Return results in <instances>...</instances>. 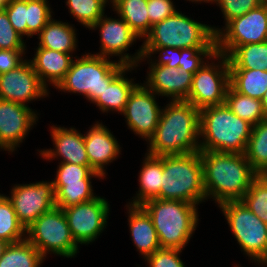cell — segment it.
Segmentation results:
<instances>
[{
  "instance_id": "9a60e30c",
  "label": "cell",
  "mask_w": 267,
  "mask_h": 267,
  "mask_svg": "<svg viewBox=\"0 0 267 267\" xmlns=\"http://www.w3.org/2000/svg\"><path fill=\"white\" fill-rule=\"evenodd\" d=\"M156 94L144 84H138L131 92L124 111L128 128L146 142L153 136L162 112L156 102Z\"/></svg>"
},
{
  "instance_id": "484cf974",
  "label": "cell",
  "mask_w": 267,
  "mask_h": 267,
  "mask_svg": "<svg viewBox=\"0 0 267 267\" xmlns=\"http://www.w3.org/2000/svg\"><path fill=\"white\" fill-rule=\"evenodd\" d=\"M113 11H116L129 27L139 36V39L149 33V15L147 0H110Z\"/></svg>"
},
{
  "instance_id": "f546056e",
  "label": "cell",
  "mask_w": 267,
  "mask_h": 267,
  "mask_svg": "<svg viewBox=\"0 0 267 267\" xmlns=\"http://www.w3.org/2000/svg\"><path fill=\"white\" fill-rule=\"evenodd\" d=\"M224 103L234 114L253 126L267 119L261 100L240 94L231 86L227 90Z\"/></svg>"
},
{
  "instance_id": "d6a6232c",
  "label": "cell",
  "mask_w": 267,
  "mask_h": 267,
  "mask_svg": "<svg viewBox=\"0 0 267 267\" xmlns=\"http://www.w3.org/2000/svg\"><path fill=\"white\" fill-rule=\"evenodd\" d=\"M109 0H66L70 14L86 28H91L105 13Z\"/></svg>"
},
{
  "instance_id": "cb8c5ba5",
  "label": "cell",
  "mask_w": 267,
  "mask_h": 267,
  "mask_svg": "<svg viewBox=\"0 0 267 267\" xmlns=\"http://www.w3.org/2000/svg\"><path fill=\"white\" fill-rule=\"evenodd\" d=\"M135 66H127L93 102L99 109L105 113L108 111H118V114L124 111L128 98L134 88L139 84L135 83L133 78H125V73L134 70Z\"/></svg>"
},
{
  "instance_id": "bcb514c9",
  "label": "cell",
  "mask_w": 267,
  "mask_h": 267,
  "mask_svg": "<svg viewBox=\"0 0 267 267\" xmlns=\"http://www.w3.org/2000/svg\"><path fill=\"white\" fill-rule=\"evenodd\" d=\"M256 179L267 187V166L256 171Z\"/></svg>"
},
{
  "instance_id": "277c9868",
  "label": "cell",
  "mask_w": 267,
  "mask_h": 267,
  "mask_svg": "<svg viewBox=\"0 0 267 267\" xmlns=\"http://www.w3.org/2000/svg\"><path fill=\"white\" fill-rule=\"evenodd\" d=\"M198 205L185 201L151 199L141 207L151 217L161 248L183 250L198 224Z\"/></svg>"
},
{
  "instance_id": "f1b7e54d",
  "label": "cell",
  "mask_w": 267,
  "mask_h": 267,
  "mask_svg": "<svg viewBox=\"0 0 267 267\" xmlns=\"http://www.w3.org/2000/svg\"><path fill=\"white\" fill-rule=\"evenodd\" d=\"M45 258L27 239L9 243L2 257L0 267H40Z\"/></svg>"
},
{
  "instance_id": "f907efd6",
  "label": "cell",
  "mask_w": 267,
  "mask_h": 267,
  "mask_svg": "<svg viewBox=\"0 0 267 267\" xmlns=\"http://www.w3.org/2000/svg\"><path fill=\"white\" fill-rule=\"evenodd\" d=\"M187 1L195 2V3H196V2H197V3H198V2H201V3H202V2H205V3H209V2H211V0H187Z\"/></svg>"
},
{
  "instance_id": "5bb4252c",
  "label": "cell",
  "mask_w": 267,
  "mask_h": 267,
  "mask_svg": "<svg viewBox=\"0 0 267 267\" xmlns=\"http://www.w3.org/2000/svg\"><path fill=\"white\" fill-rule=\"evenodd\" d=\"M11 201L18 221L26 229L37 218L56 206L53 181L17 184L11 189Z\"/></svg>"
},
{
  "instance_id": "83f0119b",
  "label": "cell",
  "mask_w": 267,
  "mask_h": 267,
  "mask_svg": "<svg viewBox=\"0 0 267 267\" xmlns=\"http://www.w3.org/2000/svg\"><path fill=\"white\" fill-rule=\"evenodd\" d=\"M230 86L238 93L261 100L267 90V71L229 69Z\"/></svg>"
},
{
  "instance_id": "7a4b0ae2",
  "label": "cell",
  "mask_w": 267,
  "mask_h": 267,
  "mask_svg": "<svg viewBox=\"0 0 267 267\" xmlns=\"http://www.w3.org/2000/svg\"><path fill=\"white\" fill-rule=\"evenodd\" d=\"M200 110L187 101H171L162 109L159 123L148 140L155 156L200 151Z\"/></svg>"
},
{
  "instance_id": "52a82bcc",
  "label": "cell",
  "mask_w": 267,
  "mask_h": 267,
  "mask_svg": "<svg viewBox=\"0 0 267 267\" xmlns=\"http://www.w3.org/2000/svg\"><path fill=\"white\" fill-rule=\"evenodd\" d=\"M144 39L142 48L216 47L211 25L197 22L179 11L153 25Z\"/></svg>"
},
{
  "instance_id": "681fc988",
  "label": "cell",
  "mask_w": 267,
  "mask_h": 267,
  "mask_svg": "<svg viewBox=\"0 0 267 267\" xmlns=\"http://www.w3.org/2000/svg\"><path fill=\"white\" fill-rule=\"evenodd\" d=\"M9 0H0V10H3Z\"/></svg>"
},
{
  "instance_id": "5b68a950",
  "label": "cell",
  "mask_w": 267,
  "mask_h": 267,
  "mask_svg": "<svg viewBox=\"0 0 267 267\" xmlns=\"http://www.w3.org/2000/svg\"><path fill=\"white\" fill-rule=\"evenodd\" d=\"M161 199L185 201L195 205L205 202L200 151L163 155Z\"/></svg>"
},
{
  "instance_id": "7402d4cb",
  "label": "cell",
  "mask_w": 267,
  "mask_h": 267,
  "mask_svg": "<svg viewBox=\"0 0 267 267\" xmlns=\"http://www.w3.org/2000/svg\"><path fill=\"white\" fill-rule=\"evenodd\" d=\"M128 224L137 251L146 259L161 248L151 217L141 206L126 205Z\"/></svg>"
},
{
  "instance_id": "30bf717a",
  "label": "cell",
  "mask_w": 267,
  "mask_h": 267,
  "mask_svg": "<svg viewBox=\"0 0 267 267\" xmlns=\"http://www.w3.org/2000/svg\"><path fill=\"white\" fill-rule=\"evenodd\" d=\"M214 60L207 63L193 74L192 86L185 100L201 110L209 106L224 104L230 86L229 61L227 56L216 52ZM210 63V64H209Z\"/></svg>"
},
{
  "instance_id": "e575fe53",
  "label": "cell",
  "mask_w": 267,
  "mask_h": 267,
  "mask_svg": "<svg viewBox=\"0 0 267 267\" xmlns=\"http://www.w3.org/2000/svg\"><path fill=\"white\" fill-rule=\"evenodd\" d=\"M48 0H27V36L39 34L52 19Z\"/></svg>"
},
{
  "instance_id": "ee69618b",
  "label": "cell",
  "mask_w": 267,
  "mask_h": 267,
  "mask_svg": "<svg viewBox=\"0 0 267 267\" xmlns=\"http://www.w3.org/2000/svg\"><path fill=\"white\" fill-rule=\"evenodd\" d=\"M177 12L172 0H147V13L149 15V32L156 23Z\"/></svg>"
},
{
  "instance_id": "603a6c76",
  "label": "cell",
  "mask_w": 267,
  "mask_h": 267,
  "mask_svg": "<svg viewBox=\"0 0 267 267\" xmlns=\"http://www.w3.org/2000/svg\"><path fill=\"white\" fill-rule=\"evenodd\" d=\"M143 167L139 173V191L128 205L141 206L148 200L161 199L163 155L155 156L146 153Z\"/></svg>"
},
{
  "instance_id": "ab89813d",
  "label": "cell",
  "mask_w": 267,
  "mask_h": 267,
  "mask_svg": "<svg viewBox=\"0 0 267 267\" xmlns=\"http://www.w3.org/2000/svg\"><path fill=\"white\" fill-rule=\"evenodd\" d=\"M223 13L225 25L234 18L240 17L263 3L262 0H211Z\"/></svg>"
},
{
  "instance_id": "7c38bea8",
  "label": "cell",
  "mask_w": 267,
  "mask_h": 267,
  "mask_svg": "<svg viewBox=\"0 0 267 267\" xmlns=\"http://www.w3.org/2000/svg\"><path fill=\"white\" fill-rule=\"evenodd\" d=\"M109 203L100 196L63 210L71 235L77 244L95 241L107 226Z\"/></svg>"
},
{
  "instance_id": "8fae6325",
  "label": "cell",
  "mask_w": 267,
  "mask_h": 267,
  "mask_svg": "<svg viewBox=\"0 0 267 267\" xmlns=\"http://www.w3.org/2000/svg\"><path fill=\"white\" fill-rule=\"evenodd\" d=\"M216 35V52L227 55L234 47L267 41V2L229 21Z\"/></svg>"
},
{
  "instance_id": "9c48e42d",
  "label": "cell",
  "mask_w": 267,
  "mask_h": 267,
  "mask_svg": "<svg viewBox=\"0 0 267 267\" xmlns=\"http://www.w3.org/2000/svg\"><path fill=\"white\" fill-rule=\"evenodd\" d=\"M26 239L46 258L51 252L57 256L75 257L78 244L73 239L63 210L55 206L26 228Z\"/></svg>"
},
{
  "instance_id": "1f68e13d",
  "label": "cell",
  "mask_w": 267,
  "mask_h": 267,
  "mask_svg": "<svg viewBox=\"0 0 267 267\" xmlns=\"http://www.w3.org/2000/svg\"><path fill=\"white\" fill-rule=\"evenodd\" d=\"M91 179H82V183L65 184L64 186H54L55 204L64 209L90 201L97 197L92 189Z\"/></svg>"
},
{
  "instance_id": "b9f144b4",
  "label": "cell",
  "mask_w": 267,
  "mask_h": 267,
  "mask_svg": "<svg viewBox=\"0 0 267 267\" xmlns=\"http://www.w3.org/2000/svg\"><path fill=\"white\" fill-rule=\"evenodd\" d=\"M158 60L155 59V61L152 62V59L150 58L152 54H157ZM143 56L141 60L143 61L146 58H150V64L151 65H166L169 68H179V60L181 56V49L172 48V47H161V48H142ZM157 61V62H156Z\"/></svg>"
},
{
  "instance_id": "7bdbcfd3",
  "label": "cell",
  "mask_w": 267,
  "mask_h": 267,
  "mask_svg": "<svg viewBox=\"0 0 267 267\" xmlns=\"http://www.w3.org/2000/svg\"><path fill=\"white\" fill-rule=\"evenodd\" d=\"M182 250L160 248L145 259L149 267H185L180 258Z\"/></svg>"
},
{
  "instance_id": "d4e9b609",
  "label": "cell",
  "mask_w": 267,
  "mask_h": 267,
  "mask_svg": "<svg viewBox=\"0 0 267 267\" xmlns=\"http://www.w3.org/2000/svg\"><path fill=\"white\" fill-rule=\"evenodd\" d=\"M75 32L73 25L52 18L37 35L38 47L72 54L77 47Z\"/></svg>"
},
{
  "instance_id": "2e32d148",
  "label": "cell",
  "mask_w": 267,
  "mask_h": 267,
  "mask_svg": "<svg viewBox=\"0 0 267 267\" xmlns=\"http://www.w3.org/2000/svg\"><path fill=\"white\" fill-rule=\"evenodd\" d=\"M48 90L27 59L17 68L0 74V99L2 100L26 105L33 100L48 97Z\"/></svg>"
},
{
  "instance_id": "e0dca14e",
  "label": "cell",
  "mask_w": 267,
  "mask_h": 267,
  "mask_svg": "<svg viewBox=\"0 0 267 267\" xmlns=\"http://www.w3.org/2000/svg\"><path fill=\"white\" fill-rule=\"evenodd\" d=\"M28 105L0 99V149L14 152L38 121Z\"/></svg>"
},
{
  "instance_id": "816d5d0a",
  "label": "cell",
  "mask_w": 267,
  "mask_h": 267,
  "mask_svg": "<svg viewBox=\"0 0 267 267\" xmlns=\"http://www.w3.org/2000/svg\"><path fill=\"white\" fill-rule=\"evenodd\" d=\"M7 198V195L0 194V203Z\"/></svg>"
},
{
  "instance_id": "8992f818",
  "label": "cell",
  "mask_w": 267,
  "mask_h": 267,
  "mask_svg": "<svg viewBox=\"0 0 267 267\" xmlns=\"http://www.w3.org/2000/svg\"><path fill=\"white\" fill-rule=\"evenodd\" d=\"M125 68L127 65L119 61H110V58L96 54L76 56L56 89L82 94L93 103Z\"/></svg>"
},
{
  "instance_id": "f35d334b",
  "label": "cell",
  "mask_w": 267,
  "mask_h": 267,
  "mask_svg": "<svg viewBox=\"0 0 267 267\" xmlns=\"http://www.w3.org/2000/svg\"><path fill=\"white\" fill-rule=\"evenodd\" d=\"M12 27L6 11L0 10V49L26 50L24 39Z\"/></svg>"
},
{
  "instance_id": "74e56055",
  "label": "cell",
  "mask_w": 267,
  "mask_h": 267,
  "mask_svg": "<svg viewBox=\"0 0 267 267\" xmlns=\"http://www.w3.org/2000/svg\"><path fill=\"white\" fill-rule=\"evenodd\" d=\"M216 53V47H193L181 49L179 60L180 71H186L195 74L203 65L204 58L213 59ZM204 57V58H203Z\"/></svg>"
},
{
  "instance_id": "f6af8a7d",
  "label": "cell",
  "mask_w": 267,
  "mask_h": 267,
  "mask_svg": "<svg viewBox=\"0 0 267 267\" xmlns=\"http://www.w3.org/2000/svg\"><path fill=\"white\" fill-rule=\"evenodd\" d=\"M25 50L0 49V74L9 72L22 64Z\"/></svg>"
},
{
  "instance_id": "4fadbf2b",
  "label": "cell",
  "mask_w": 267,
  "mask_h": 267,
  "mask_svg": "<svg viewBox=\"0 0 267 267\" xmlns=\"http://www.w3.org/2000/svg\"><path fill=\"white\" fill-rule=\"evenodd\" d=\"M120 18V19H119ZM118 19L102 16L90 30L100 29V52L96 55L108 57L119 56L120 63L127 66L138 67L143 56L142 47L132 56L128 48L139 38V36L129 27V25L121 18ZM125 52V53H124ZM110 56V57H109Z\"/></svg>"
},
{
  "instance_id": "ffe728a7",
  "label": "cell",
  "mask_w": 267,
  "mask_h": 267,
  "mask_svg": "<svg viewBox=\"0 0 267 267\" xmlns=\"http://www.w3.org/2000/svg\"><path fill=\"white\" fill-rule=\"evenodd\" d=\"M51 138L55 149L39 151L43 159L62 158L61 162L90 166L85 149L84 135L75 128L51 127Z\"/></svg>"
},
{
  "instance_id": "6da1fadb",
  "label": "cell",
  "mask_w": 267,
  "mask_h": 267,
  "mask_svg": "<svg viewBox=\"0 0 267 267\" xmlns=\"http://www.w3.org/2000/svg\"><path fill=\"white\" fill-rule=\"evenodd\" d=\"M200 158L206 199L218 205L241 200L256 178L245 153L200 151Z\"/></svg>"
},
{
  "instance_id": "60d3db41",
  "label": "cell",
  "mask_w": 267,
  "mask_h": 267,
  "mask_svg": "<svg viewBox=\"0 0 267 267\" xmlns=\"http://www.w3.org/2000/svg\"><path fill=\"white\" fill-rule=\"evenodd\" d=\"M12 27L23 37L27 36V0H9L4 7Z\"/></svg>"
},
{
  "instance_id": "836d02e7",
  "label": "cell",
  "mask_w": 267,
  "mask_h": 267,
  "mask_svg": "<svg viewBox=\"0 0 267 267\" xmlns=\"http://www.w3.org/2000/svg\"><path fill=\"white\" fill-rule=\"evenodd\" d=\"M0 239L7 243H16L26 239V229L18 221L8 198L0 203Z\"/></svg>"
},
{
  "instance_id": "ac0fdd59",
  "label": "cell",
  "mask_w": 267,
  "mask_h": 267,
  "mask_svg": "<svg viewBox=\"0 0 267 267\" xmlns=\"http://www.w3.org/2000/svg\"><path fill=\"white\" fill-rule=\"evenodd\" d=\"M146 82L143 83L156 95L167 96L171 101H185L190 93L193 73L169 68L166 65H150Z\"/></svg>"
},
{
  "instance_id": "d6986e66",
  "label": "cell",
  "mask_w": 267,
  "mask_h": 267,
  "mask_svg": "<svg viewBox=\"0 0 267 267\" xmlns=\"http://www.w3.org/2000/svg\"><path fill=\"white\" fill-rule=\"evenodd\" d=\"M84 142L90 167L104 178L106 175L104 166L116 160L121 154L117 139L105 125L97 121L85 133Z\"/></svg>"
},
{
  "instance_id": "ba28073f",
  "label": "cell",
  "mask_w": 267,
  "mask_h": 267,
  "mask_svg": "<svg viewBox=\"0 0 267 267\" xmlns=\"http://www.w3.org/2000/svg\"><path fill=\"white\" fill-rule=\"evenodd\" d=\"M225 219L241 247L250 260L267 266V224L258 218L241 201L220 204Z\"/></svg>"
},
{
  "instance_id": "4316f807",
  "label": "cell",
  "mask_w": 267,
  "mask_h": 267,
  "mask_svg": "<svg viewBox=\"0 0 267 267\" xmlns=\"http://www.w3.org/2000/svg\"><path fill=\"white\" fill-rule=\"evenodd\" d=\"M226 56L229 69L267 71V41L234 47Z\"/></svg>"
},
{
  "instance_id": "3957f363",
  "label": "cell",
  "mask_w": 267,
  "mask_h": 267,
  "mask_svg": "<svg viewBox=\"0 0 267 267\" xmlns=\"http://www.w3.org/2000/svg\"><path fill=\"white\" fill-rule=\"evenodd\" d=\"M253 125L234 114L227 105L200 110V151L245 153Z\"/></svg>"
},
{
  "instance_id": "8d00e7d4",
  "label": "cell",
  "mask_w": 267,
  "mask_h": 267,
  "mask_svg": "<svg viewBox=\"0 0 267 267\" xmlns=\"http://www.w3.org/2000/svg\"><path fill=\"white\" fill-rule=\"evenodd\" d=\"M241 201L258 218L267 224V187L256 178L252 181L248 191Z\"/></svg>"
},
{
  "instance_id": "c3c4849f",
  "label": "cell",
  "mask_w": 267,
  "mask_h": 267,
  "mask_svg": "<svg viewBox=\"0 0 267 267\" xmlns=\"http://www.w3.org/2000/svg\"><path fill=\"white\" fill-rule=\"evenodd\" d=\"M8 244L9 243H7L6 241L0 239V258L2 257L3 252Z\"/></svg>"
},
{
  "instance_id": "7dc6e473",
  "label": "cell",
  "mask_w": 267,
  "mask_h": 267,
  "mask_svg": "<svg viewBox=\"0 0 267 267\" xmlns=\"http://www.w3.org/2000/svg\"><path fill=\"white\" fill-rule=\"evenodd\" d=\"M261 103H262V108H263L264 114L266 115V118H267V90L261 99Z\"/></svg>"
},
{
  "instance_id": "4dcf8cb0",
  "label": "cell",
  "mask_w": 267,
  "mask_h": 267,
  "mask_svg": "<svg viewBox=\"0 0 267 267\" xmlns=\"http://www.w3.org/2000/svg\"><path fill=\"white\" fill-rule=\"evenodd\" d=\"M245 155L255 172L267 166V119L252 127Z\"/></svg>"
},
{
  "instance_id": "44dd1931",
  "label": "cell",
  "mask_w": 267,
  "mask_h": 267,
  "mask_svg": "<svg viewBox=\"0 0 267 267\" xmlns=\"http://www.w3.org/2000/svg\"><path fill=\"white\" fill-rule=\"evenodd\" d=\"M29 61L39 76L40 81L47 88L49 82L55 88L70 69L73 56L69 53L37 47L34 58Z\"/></svg>"
},
{
  "instance_id": "d590c367",
  "label": "cell",
  "mask_w": 267,
  "mask_h": 267,
  "mask_svg": "<svg viewBox=\"0 0 267 267\" xmlns=\"http://www.w3.org/2000/svg\"><path fill=\"white\" fill-rule=\"evenodd\" d=\"M56 178L53 180V186H64L65 184L82 183V179H91L103 177L90 166H82L71 163L60 162L56 171Z\"/></svg>"
}]
</instances>
